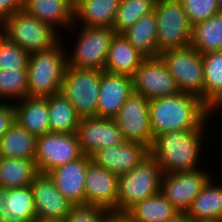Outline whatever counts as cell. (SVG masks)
Returning a JSON list of instances; mask_svg holds the SVG:
<instances>
[{"mask_svg":"<svg viewBox=\"0 0 222 222\" xmlns=\"http://www.w3.org/2000/svg\"><path fill=\"white\" fill-rule=\"evenodd\" d=\"M153 137L166 131L196 130L209 120V106L199 97L178 92L149 100Z\"/></svg>","mask_w":222,"mask_h":222,"instance_id":"6da1fadb","label":"cell"},{"mask_svg":"<svg viewBox=\"0 0 222 222\" xmlns=\"http://www.w3.org/2000/svg\"><path fill=\"white\" fill-rule=\"evenodd\" d=\"M205 126L206 123L196 130L166 131L154 137L150 155L158 162L163 174L199 168Z\"/></svg>","mask_w":222,"mask_h":222,"instance_id":"7a4b0ae2","label":"cell"},{"mask_svg":"<svg viewBox=\"0 0 222 222\" xmlns=\"http://www.w3.org/2000/svg\"><path fill=\"white\" fill-rule=\"evenodd\" d=\"M60 41L54 47L28 57V97L46 98L60 93L67 67L66 52Z\"/></svg>","mask_w":222,"mask_h":222,"instance_id":"3957f363","label":"cell"},{"mask_svg":"<svg viewBox=\"0 0 222 222\" xmlns=\"http://www.w3.org/2000/svg\"><path fill=\"white\" fill-rule=\"evenodd\" d=\"M162 175L151 155L128 173L119 175L115 215H124L135 204L160 192Z\"/></svg>","mask_w":222,"mask_h":222,"instance_id":"277c9868","label":"cell"},{"mask_svg":"<svg viewBox=\"0 0 222 222\" xmlns=\"http://www.w3.org/2000/svg\"><path fill=\"white\" fill-rule=\"evenodd\" d=\"M4 37L29 54L48 50L61 40L60 33L24 9L16 11L3 21ZM59 34V35H58Z\"/></svg>","mask_w":222,"mask_h":222,"instance_id":"5b68a950","label":"cell"},{"mask_svg":"<svg viewBox=\"0 0 222 222\" xmlns=\"http://www.w3.org/2000/svg\"><path fill=\"white\" fill-rule=\"evenodd\" d=\"M158 56L168 49L190 46L193 26L179 0H156Z\"/></svg>","mask_w":222,"mask_h":222,"instance_id":"8992f818","label":"cell"},{"mask_svg":"<svg viewBox=\"0 0 222 222\" xmlns=\"http://www.w3.org/2000/svg\"><path fill=\"white\" fill-rule=\"evenodd\" d=\"M159 56L173 76L179 92L193 94L204 101L202 54L187 46L162 51Z\"/></svg>","mask_w":222,"mask_h":222,"instance_id":"52a82bcc","label":"cell"},{"mask_svg":"<svg viewBox=\"0 0 222 222\" xmlns=\"http://www.w3.org/2000/svg\"><path fill=\"white\" fill-rule=\"evenodd\" d=\"M102 70L66 67L61 93L81 117H97Z\"/></svg>","mask_w":222,"mask_h":222,"instance_id":"ba28073f","label":"cell"},{"mask_svg":"<svg viewBox=\"0 0 222 222\" xmlns=\"http://www.w3.org/2000/svg\"><path fill=\"white\" fill-rule=\"evenodd\" d=\"M80 28L71 55L68 53L66 55L67 66L104 71L110 43L115 35L113 28L82 26Z\"/></svg>","mask_w":222,"mask_h":222,"instance_id":"9c48e42d","label":"cell"},{"mask_svg":"<svg viewBox=\"0 0 222 222\" xmlns=\"http://www.w3.org/2000/svg\"><path fill=\"white\" fill-rule=\"evenodd\" d=\"M83 155L77 133L49 132L36 139L35 165L39 173L72 162Z\"/></svg>","mask_w":222,"mask_h":222,"instance_id":"30bf717a","label":"cell"},{"mask_svg":"<svg viewBox=\"0 0 222 222\" xmlns=\"http://www.w3.org/2000/svg\"><path fill=\"white\" fill-rule=\"evenodd\" d=\"M123 138L151 147L153 133L150 125L149 100L143 95L132 93L114 118Z\"/></svg>","mask_w":222,"mask_h":222,"instance_id":"8fae6325","label":"cell"},{"mask_svg":"<svg viewBox=\"0 0 222 222\" xmlns=\"http://www.w3.org/2000/svg\"><path fill=\"white\" fill-rule=\"evenodd\" d=\"M201 169L162 175L161 192L180 214H186L193 199L211 178L212 172Z\"/></svg>","mask_w":222,"mask_h":222,"instance_id":"7c38bea8","label":"cell"},{"mask_svg":"<svg viewBox=\"0 0 222 222\" xmlns=\"http://www.w3.org/2000/svg\"><path fill=\"white\" fill-rule=\"evenodd\" d=\"M132 81L134 93L143 95L147 100L179 92L173 76L160 56L146 57L133 74Z\"/></svg>","mask_w":222,"mask_h":222,"instance_id":"4fadbf2b","label":"cell"},{"mask_svg":"<svg viewBox=\"0 0 222 222\" xmlns=\"http://www.w3.org/2000/svg\"><path fill=\"white\" fill-rule=\"evenodd\" d=\"M76 133L82 153L90 157L100 149L125 141L116 121L109 118H81Z\"/></svg>","mask_w":222,"mask_h":222,"instance_id":"5bb4252c","label":"cell"},{"mask_svg":"<svg viewBox=\"0 0 222 222\" xmlns=\"http://www.w3.org/2000/svg\"><path fill=\"white\" fill-rule=\"evenodd\" d=\"M30 186L37 219L64 221L73 205L59 192L53 179L38 173Z\"/></svg>","mask_w":222,"mask_h":222,"instance_id":"9a60e30c","label":"cell"},{"mask_svg":"<svg viewBox=\"0 0 222 222\" xmlns=\"http://www.w3.org/2000/svg\"><path fill=\"white\" fill-rule=\"evenodd\" d=\"M118 176L91 160L85 175V205L98 206L115 215Z\"/></svg>","mask_w":222,"mask_h":222,"instance_id":"2e32d148","label":"cell"},{"mask_svg":"<svg viewBox=\"0 0 222 222\" xmlns=\"http://www.w3.org/2000/svg\"><path fill=\"white\" fill-rule=\"evenodd\" d=\"M150 155L149 147L124 141L121 144L100 149L92 160L117 176L128 173Z\"/></svg>","mask_w":222,"mask_h":222,"instance_id":"e0dca14e","label":"cell"},{"mask_svg":"<svg viewBox=\"0 0 222 222\" xmlns=\"http://www.w3.org/2000/svg\"><path fill=\"white\" fill-rule=\"evenodd\" d=\"M90 156L80 158L58 166L48 175L53 179L59 192L73 205H85V175Z\"/></svg>","mask_w":222,"mask_h":222,"instance_id":"ac0fdd59","label":"cell"},{"mask_svg":"<svg viewBox=\"0 0 222 222\" xmlns=\"http://www.w3.org/2000/svg\"><path fill=\"white\" fill-rule=\"evenodd\" d=\"M133 92L132 77L102 71L97 117L114 119Z\"/></svg>","mask_w":222,"mask_h":222,"instance_id":"d6986e66","label":"cell"},{"mask_svg":"<svg viewBox=\"0 0 222 222\" xmlns=\"http://www.w3.org/2000/svg\"><path fill=\"white\" fill-rule=\"evenodd\" d=\"M145 58L122 33H115L110 43L104 71L132 77Z\"/></svg>","mask_w":222,"mask_h":222,"instance_id":"ffe728a7","label":"cell"},{"mask_svg":"<svg viewBox=\"0 0 222 222\" xmlns=\"http://www.w3.org/2000/svg\"><path fill=\"white\" fill-rule=\"evenodd\" d=\"M14 104L15 120L36 137L50 132L48 97H25Z\"/></svg>","mask_w":222,"mask_h":222,"instance_id":"44dd1931","label":"cell"},{"mask_svg":"<svg viewBox=\"0 0 222 222\" xmlns=\"http://www.w3.org/2000/svg\"><path fill=\"white\" fill-rule=\"evenodd\" d=\"M24 10L43 23L50 24L58 32L57 27L61 31L65 27H74V8L68 0H25Z\"/></svg>","mask_w":222,"mask_h":222,"instance_id":"7402d4cb","label":"cell"},{"mask_svg":"<svg viewBox=\"0 0 222 222\" xmlns=\"http://www.w3.org/2000/svg\"><path fill=\"white\" fill-rule=\"evenodd\" d=\"M121 0H84L74 8V24L112 28Z\"/></svg>","mask_w":222,"mask_h":222,"instance_id":"603a6c76","label":"cell"},{"mask_svg":"<svg viewBox=\"0 0 222 222\" xmlns=\"http://www.w3.org/2000/svg\"><path fill=\"white\" fill-rule=\"evenodd\" d=\"M210 178L186 212L192 221L222 222V185Z\"/></svg>","mask_w":222,"mask_h":222,"instance_id":"cb8c5ba5","label":"cell"},{"mask_svg":"<svg viewBox=\"0 0 222 222\" xmlns=\"http://www.w3.org/2000/svg\"><path fill=\"white\" fill-rule=\"evenodd\" d=\"M180 213L160 191L131 207L124 216L130 222H169Z\"/></svg>","mask_w":222,"mask_h":222,"instance_id":"d4e9b609","label":"cell"},{"mask_svg":"<svg viewBox=\"0 0 222 222\" xmlns=\"http://www.w3.org/2000/svg\"><path fill=\"white\" fill-rule=\"evenodd\" d=\"M122 34L145 57H158L157 18L154 11L142 16Z\"/></svg>","mask_w":222,"mask_h":222,"instance_id":"484cf974","label":"cell"},{"mask_svg":"<svg viewBox=\"0 0 222 222\" xmlns=\"http://www.w3.org/2000/svg\"><path fill=\"white\" fill-rule=\"evenodd\" d=\"M36 139L34 134L15 122L0 138V157L34 160Z\"/></svg>","mask_w":222,"mask_h":222,"instance_id":"4316f807","label":"cell"},{"mask_svg":"<svg viewBox=\"0 0 222 222\" xmlns=\"http://www.w3.org/2000/svg\"><path fill=\"white\" fill-rule=\"evenodd\" d=\"M50 132L75 133L81 117L69 100L60 92L48 97Z\"/></svg>","mask_w":222,"mask_h":222,"instance_id":"83f0119b","label":"cell"},{"mask_svg":"<svg viewBox=\"0 0 222 222\" xmlns=\"http://www.w3.org/2000/svg\"><path fill=\"white\" fill-rule=\"evenodd\" d=\"M38 173L35 160L0 157V187L29 186Z\"/></svg>","mask_w":222,"mask_h":222,"instance_id":"f1b7e54d","label":"cell"},{"mask_svg":"<svg viewBox=\"0 0 222 222\" xmlns=\"http://www.w3.org/2000/svg\"><path fill=\"white\" fill-rule=\"evenodd\" d=\"M190 46L201 54L222 51V16L219 13L193 26Z\"/></svg>","mask_w":222,"mask_h":222,"instance_id":"f546056e","label":"cell"},{"mask_svg":"<svg viewBox=\"0 0 222 222\" xmlns=\"http://www.w3.org/2000/svg\"><path fill=\"white\" fill-rule=\"evenodd\" d=\"M6 214L12 222L36 220V211L31 186L7 189Z\"/></svg>","mask_w":222,"mask_h":222,"instance_id":"4dcf8cb0","label":"cell"},{"mask_svg":"<svg viewBox=\"0 0 222 222\" xmlns=\"http://www.w3.org/2000/svg\"><path fill=\"white\" fill-rule=\"evenodd\" d=\"M204 102L210 106L222 94V51L202 54Z\"/></svg>","mask_w":222,"mask_h":222,"instance_id":"1f68e13d","label":"cell"},{"mask_svg":"<svg viewBox=\"0 0 222 222\" xmlns=\"http://www.w3.org/2000/svg\"><path fill=\"white\" fill-rule=\"evenodd\" d=\"M156 0H121L113 23L115 33H122L142 16L154 11Z\"/></svg>","mask_w":222,"mask_h":222,"instance_id":"d6a6232c","label":"cell"},{"mask_svg":"<svg viewBox=\"0 0 222 222\" xmlns=\"http://www.w3.org/2000/svg\"><path fill=\"white\" fill-rule=\"evenodd\" d=\"M28 70L23 69H3L0 70V97L10 99L9 102L22 100L28 97Z\"/></svg>","mask_w":222,"mask_h":222,"instance_id":"836d02e7","label":"cell"},{"mask_svg":"<svg viewBox=\"0 0 222 222\" xmlns=\"http://www.w3.org/2000/svg\"><path fill=\"white\" fill-rule=\"evenodd\" d=\"M29 53L5 37L0 42V70L27 68Z\"/></svg>","mask_w":222,"mask_h":222,"instance_id":"e575fe53","label":"cell"},{"mask_svg":"<svg viewBox=\"0 0 222 222\" xmlns=\"http://www.w3.org/2000/svg\"><path fill=\"white\" fill-rule=\"evenodd\" d=\"M192 26L219 12L216 0H179Z\"/></svg>","mask_w":222,"mask_h":222,"instance_id":"d590c367","label":"cell"},{"mask_svg":"<svg viewBox=\"0 0 222 222\" xmlns=\"http://www.w3.org/2000/svg\"><path fill=\"white\" fill-rule=\"evenodd\" d=\"M113 215V212L98 206L76 205L71 207L63 222H108Z\"/></svg>","mask_w":222,"mask_h":222,"instance_id":"8d00e7d4","label":"cell"},{"mask_svg":"<svg viewBox=\"0 0 222 222\" xmlns=\"http://www.w3.org/2000/svg\"><path fill=\"white\" fill-rule=\"evenodd\" d=\"M4 101L6 102L4 103ZM6 103L7 100L0 103V138L16 122L14 104Z\"/></svg>","mask_w":222,"mask_h":222,"instance_id":"74e56055","label":"cell"},{"mask_svg":"<svg viewBox=\"0 0 222 222\" xmlns=\"http://www.w3.org/2000/svg\"><path fill=\"white\" fill-rule=\"evenodd\" d=\"M25 0H0V21L6 20L9 16L19 10H23Z\"/></svg>","mask_w":222,"mask_h":222,"instance_id":"f35d334b","label":"cell"},{"mask_svg":"<svg viewBox=\"0 0 222 222\" xmlns=\"http://www.w3.org/2000/svg\"><path fill=\"white\" fill-rule=\"evenodd\" d=\"M7 189L0 187V222H12L10 214H6Z\"/></svg>","mask_w":222,"mask_h":222,"instance_id":"ab89813d","label":"cell"},{"mask_svg":"<svg viewBox=\"0 0 222 222\" xmlns=\"http://www.w3.org/2000/svg\"><path fill=\"white\" fill-rule=\"evenodd\" d=\"M222 109V94L209 106V117L216 109L219 111Z\"/></svg>","mask_w":222,"mask_h":222,"instance_id":"60d3db41","label":"cell"},{"mask_svg":"<svg viewBox=\"0 0 222 222\" xmlns=\"http://www.w3.org/2000/svg\"><path fill=\"white\" fill-rule=\"evenodd\" d=\"M108 222H130L124 215H113Z\"/></svg>","mask_w":222,"mask_h":222,"instance_id":"b9f144b4","label":"cell"},{"mask_svg":"<svg viewBox=\"0 0 222 222\" xmlns=\"http://www.w3.org/2000/svg\"><path fill=\"white\" fill-rule=\"evenodd\" d=\"M169 222H193L186 214H179L174 220Z\"/></svg>","mask_w":222,"mask_h":222,"instance_id":"7bdbcfd3","label":"cell"},{"mask_svg":"<svg viewBox=\"0 0 222 222\" xmlns=\"http://www.w3.org/2000/svg\"><path fill=\"white\" fill-rule=\"evenodd\" d=\"M82 1L84 0H68V2L70 3V5L75 8L77 5H79Z\"/></svg>","mask_w":222,"mask_h":222,"instance_id":"ee69618b","label":"cell"},{"mask_svg":"<svg viewBox=\"0 0 222 222\" xmlns=\"http://www.w3.org/2000/svg\"><path fill=\"white\" fill-rule=\"evenodd\" d=\"M4 38L3 22L0 21V42Z\"/></svg>","mask_w":222,"mask_h":222,"instance_id":"f6af8a7d","label":"cell"},{"mask_svg":"<svg viewBox=\"0 0 222 222\" xmlns=\"http://www.w3.org/2000/svg\"><path fill=\"white\" fill-rule=\"evenodd\" d=\"M35 222H63V221L36 219Z\"/></svg>","mask_w":222,"mask_h":222,"instance_id":"bcb514c9","label":"cell"},{"mask_svg":"<svg viewBox=\"0 0 222 222\" xmlns=\"http://www.w3.org/2000/svg\"><path fill=\"white\" fill-rule=\"evenodd\" d=\"M217 2V7L219 10H222V0H216Z\"/></svg>","mask_w":222,"mask_h":222,"instance_id":"7dc6e473","label":"cell"},{"mask_svg":"<svg viewBox=\"0 0 222 222\" xmlns=\"http://www.w3.org/2000/svg\"><path fill=\"white\" fill-rule=\"evenodd\" d=\"M16 222H35V220H33V221H16Z\"/></svg>","mask_w":222,"mask_h":222,"instance_id":"c3c4849f","label":"cell"},{"mask_svg":"<svg viewBox=\"0 0 222 222\" xmlns=\"http://www.w3.org/2000/svg\"><path fill=\"white\" fill-rule=\"evenodd\" d=\"M193 222H214V221H193Z\"/></svg>","mask_w":222,"mask_h":222,"instance_id":"681fc988","label":"cell"},{"mask_svg":"<svg viewBox=\"0 0 222 222\" xmlns=\"http://www.w3.org/2000/svg\"><path fill=\"white\" fill-rule=\"evenodd\" d=\"M221 16H222V10H219V12H218Z\"/></svg>","mask_w":222,"mask_h":222,"instance_id":"f907efd6","label":"cell"}]
</instances>
